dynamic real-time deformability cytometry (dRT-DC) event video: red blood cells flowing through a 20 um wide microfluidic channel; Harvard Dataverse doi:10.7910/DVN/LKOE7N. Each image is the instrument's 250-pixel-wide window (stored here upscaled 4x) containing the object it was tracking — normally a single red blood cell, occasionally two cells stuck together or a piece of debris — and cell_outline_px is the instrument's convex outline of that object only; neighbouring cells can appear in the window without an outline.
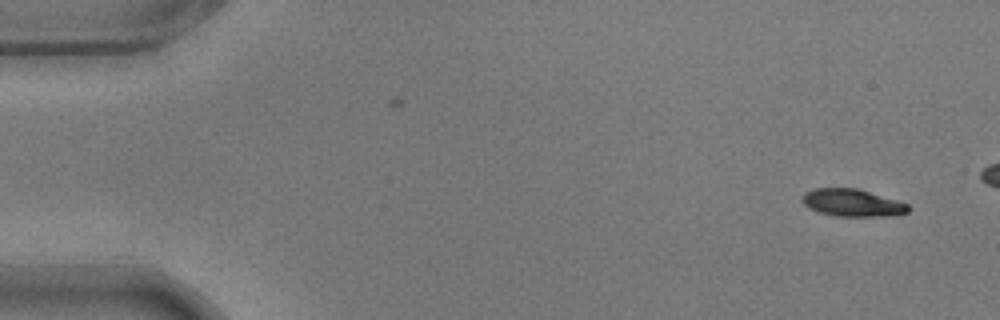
{"species": "common noctule bat (a hibernating species)", "species_latin": "Nyctalus noctula", "temperature_condition": "warm", "stored_images_in_passage": 7, "camera_frame_rate_fps": 3000, "um_per_image_px": 0.085, "animal": {"sex": "male", "body_mass_g": 17.9}, "frame": {"image": 1, "passage_image": 1, "time_ms": 0.0, "image_size_px": [1000, 320], "cell_outline_px": [[908, 212], [888, 216], [836, 216], [820, 212], [808, 208], [800, 200], [804, 192], [816, 188], [856, 188], [896, 200], [908, 204]], "centroid_in_image_um": [72.39, 17.23], "position_along_channel_um": 12.6, "area_um2": 16.76}}